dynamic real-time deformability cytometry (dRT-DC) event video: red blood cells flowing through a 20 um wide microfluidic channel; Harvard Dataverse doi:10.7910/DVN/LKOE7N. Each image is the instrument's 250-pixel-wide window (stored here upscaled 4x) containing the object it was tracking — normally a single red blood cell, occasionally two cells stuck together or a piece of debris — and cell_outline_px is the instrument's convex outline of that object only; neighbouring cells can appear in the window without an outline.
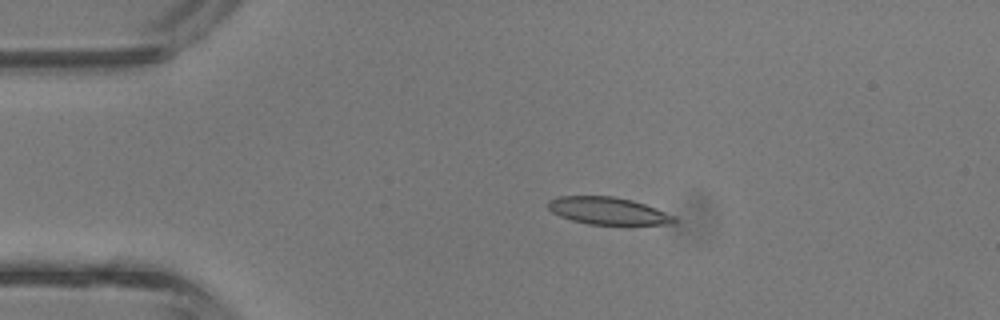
{"species": "common noctule bat (a hibernating species)", "species_latin": "Nyctalus noctula", "temperature_condition": "room temperature", "stored_images_in_passage": 3, "camera_frame_rate_fps": 3000, "um_per_image_px": 0.085, "animal": {"sex": "male", "body_mass_g": 13.3}, "frame": {"image": 1, "passage_image": 2, "time_ms": 0.333, "image_size_px": [1000, 320], "cell_outline_px": [[676, 224], [588, 224], [572, 220], [560, 216], [552, 212], [548, 208], [548, 200], [560, 196], [612, 196], [632, 200], [656, 208], [676, 216]], "centroid_in_image_um": [51.69, 17.92], "position_along_channel_um": 33.3, "area_um2": 20.0}}